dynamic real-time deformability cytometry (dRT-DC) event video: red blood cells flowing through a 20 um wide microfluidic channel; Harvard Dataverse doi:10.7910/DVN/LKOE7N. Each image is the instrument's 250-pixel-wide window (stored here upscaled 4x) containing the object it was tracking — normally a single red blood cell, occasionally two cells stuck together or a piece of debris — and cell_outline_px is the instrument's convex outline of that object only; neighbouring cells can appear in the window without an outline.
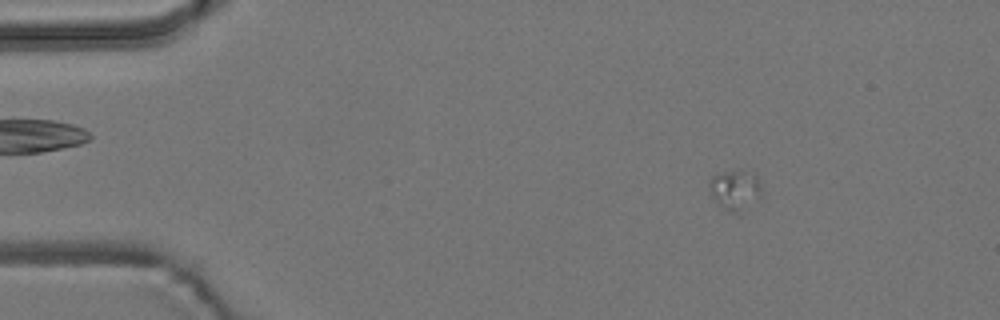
{"species": "common noctule bat (a hibernating species)", "species_latin": "Nyctalus noctula", "temperature_condition": "room temperature", "stored_images_in_passage": 5, "camera_frame_rate_fps": 3000, "um_per_image_px": 0.085, "animal": {"sex": "male", "body_mass_g": 19.2, "forearm_length_mm": 51.8}, "frame": {"image": 1, "passage_image": 2, "time_ms": 0.333, "image_size_px": [1000, 320], "cell_outline_px": [[760, 192], [756, 196], [736, 212], [728, 212], [712, 196], [708, 188], [708, 180], [712, 176], [724, 172], [744, 172], [756, 176], [760, 184]], "centroid_in_image_um": [62.37, 16.1], "position_along_channel_um": 22.6, "area_um2": 11.1}}